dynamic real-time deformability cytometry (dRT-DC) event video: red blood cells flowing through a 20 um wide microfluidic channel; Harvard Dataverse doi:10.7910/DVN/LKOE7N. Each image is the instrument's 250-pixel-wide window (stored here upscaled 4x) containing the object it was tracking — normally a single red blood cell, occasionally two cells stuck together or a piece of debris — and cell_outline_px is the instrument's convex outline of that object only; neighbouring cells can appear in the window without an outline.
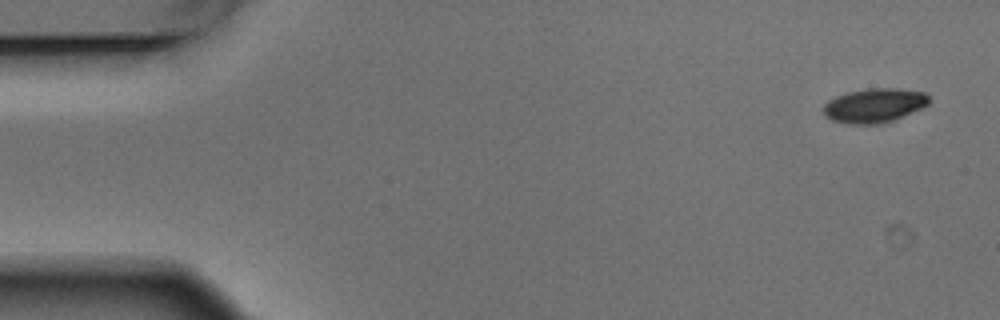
{"species": "Egyptian fruit bat (a non-hibernating species)", "species_latin": "Rousettus aegyptiacus", "temperature_condition": "warm", "stored_images_in_passage": 5, "camera_frame_rate_fps": 3000, "um_per_image_px": 0.085, "animal": {"sex": "male"}, "frame": {"image": 1, "passage_image": 1, "time_ms": 0.0, "image_size_px": [1000, 320], "cell_outline_px": [[932, 100], [928, 104], [920, 108], [892, 120], [880, 124], [848, 124], [832, 120], [824, 112], [824, 104], [828, 100], [836, 96], [848, 92], [868, 88], [896, 88], [924, 92]], "centroid_in_image_um": [74.32, 8.95], "position_along_channel_um": 10.7, "area_um2": 20.87}}
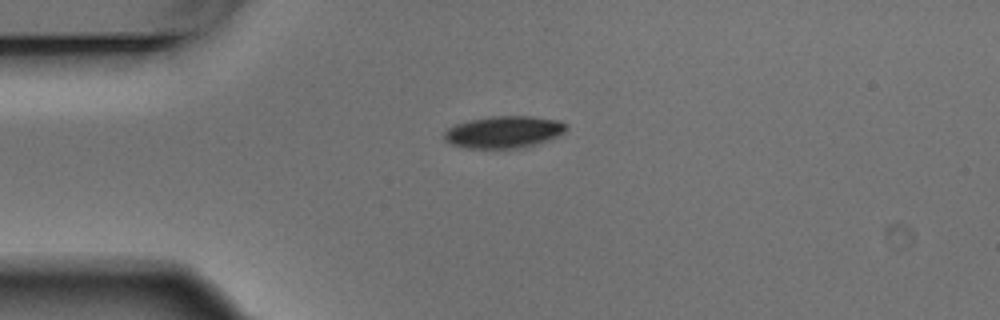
{"frame": {"image": 2, "passage_image": 4, "time_ms": 1.0, "image_size_px": [1000, 320], "cell_outline_px": [[568, 128], [564, 132], [556, 136], [536, 144], [520, 148], [464, 148], [452, 144], [444, 140], [444, 132], [448, 128], [456, 124], [472, 120], [492, 116], [528, 116], [560, 120], [568, 124]], "centroid_in_image_um": [42.83, 11.22], "position_along_channel_um": 42.2, "area_um2": 22.66}}